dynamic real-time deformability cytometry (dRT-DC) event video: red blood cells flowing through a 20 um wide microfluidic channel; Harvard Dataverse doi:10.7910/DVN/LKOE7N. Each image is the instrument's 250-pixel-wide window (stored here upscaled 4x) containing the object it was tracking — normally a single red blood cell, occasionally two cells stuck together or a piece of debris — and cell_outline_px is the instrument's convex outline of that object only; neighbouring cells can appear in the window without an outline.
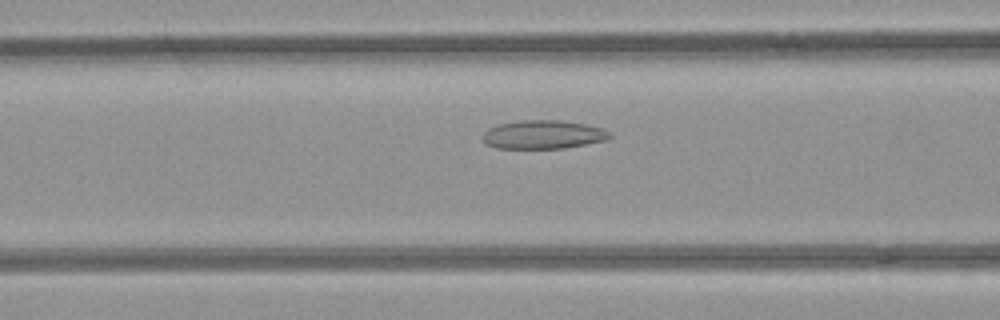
{"species": "common noctule bat (a hibernating species)", "species_latin": "Nyctalus noctula", "temperature_condition": "room temperature", "stored_images_in_passage": 44, "camera_frame_rate_fps": 3000, "um_per_image_px": 0.085, "animal": {"sex": "female", "body_mass_g": 21.9}, "frame": {"image": 1, "passage_image": 13, "time_ms": 4.0, "image_size_px": [1000, 320], "cell_outline_px": [[612, 136], [608, 140], [564, 148], [496, 148], [488, 144], [480, 136], [488, 128], [500, 124], [520, 120], [560, 120], [584, 124], [604, 128]], "centroid_in_image_um": [46.18, 11.43], "position_along_channel_um": 120.4, "area_um2": 21.15}}
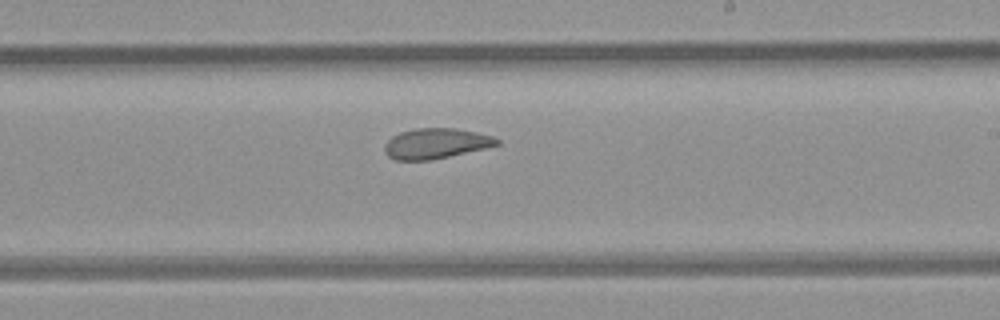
{"frame": {"image": 2, "passage_image": 23, "time_ms": 7.333, "image_size_px": [1000, 320], "cell_outline_px": [[500, 144], [484, 148], [432, 160], [396, 160], [388, 156], [384, 152], [384, 144], [392, 136], [400, 132], [416, 128], [456, 128], [476, 132], [492, 136], [500, 140]], "centroid_in_image_um": [37.02, 12.19], "position_along_channel_um": 252.0, "area_um2": 19.83}}
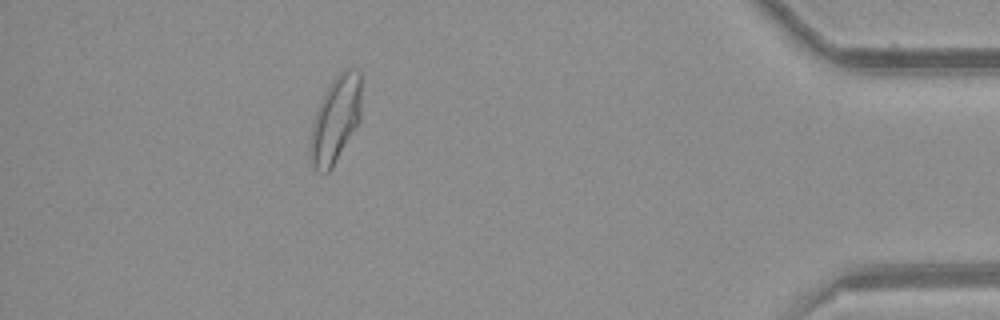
{"frame": {"image": 3, "passage_image": 39, "time_ms": 12.667, "image_size_px": [1000, 320], "cell_outline_px": [[360, 120], [332, 168], [328, 172], [320, 172], [308, 160], [312, 124], [316, 112], [324, 92], [332, 80], [344, 68], [352, 68], [360, 72]], "centroid_in_image_um": [28.5, 10.16], "position_along_channel_um": 406.7, "area_um2": 25.61}, "authors_computed_cell_mechanics": {"area_um2": 22.4842, "velocity_mm_per_s": 3.9461, "shape_relaxation_time_tau1_ms": null, "shape_relaxation_time_tau2_ms": 1.9916, "deformation_change_tau1": null, "deformation_change_tau2": 0.0884}}